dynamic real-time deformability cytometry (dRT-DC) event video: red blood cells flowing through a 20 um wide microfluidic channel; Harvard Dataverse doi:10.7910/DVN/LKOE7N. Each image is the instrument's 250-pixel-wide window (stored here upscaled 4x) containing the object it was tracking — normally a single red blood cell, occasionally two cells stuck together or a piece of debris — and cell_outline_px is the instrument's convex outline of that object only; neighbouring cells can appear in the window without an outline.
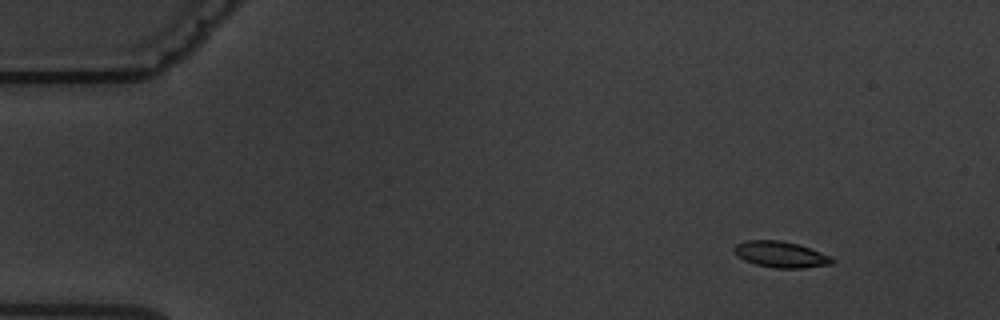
{"species": "common noctule bat (a hibernating species)", "species_latin": "Nyctalus noctula", "temperature_condition": "warm", "stored_images_in_passage": 4, "camera_frame_rate_fps": 3000, "um_per_image_px": 0.085, "animal": {"sex": "male", "body_mass_g": 19.5, "forearm_length_mm": 54.6}, "frame": {"image": 1, "passage_image": 2, "time_ms": 1.333, "image_size_px": [1000, 320], "cell_outline_px": [[836, 260], [832, 264], [800, 268], [772, 268], [756, 264], [744, 260], [736, 256], [732, 252], [732, 248], [736, 244], [748, 240], [780, 240], [796, 244], [832, 256]], "centroid_in_image_um": [66.32, 21.63], "position_along_channel_um": 18.7, "area_um2": 14.97}}